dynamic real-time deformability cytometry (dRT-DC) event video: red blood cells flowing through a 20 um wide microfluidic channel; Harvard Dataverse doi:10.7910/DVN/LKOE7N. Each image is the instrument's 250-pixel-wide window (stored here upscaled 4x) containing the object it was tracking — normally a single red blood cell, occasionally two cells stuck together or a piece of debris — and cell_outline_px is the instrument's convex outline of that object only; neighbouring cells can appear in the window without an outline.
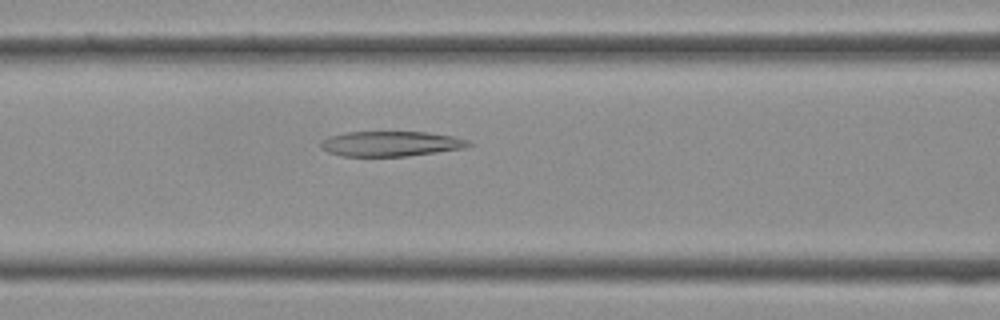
{"species": "Egyptian fruit bat (a non-hibernating species)", "species_latin": "Rousettus aegyptiacus", "temperature_condition": "cold", "stored_images_in_passage": 29, "camera_frame_rate_fps": 3000, "um_per_image_px": 0.085, "frame": {"image": 1, "passage_image": 6, "time_ms": 1.667, "image_size_px": [1000, 320], "cell_outline_px": [[476, 144], [464, 148], [408, 156], [340, 156], [328, 152], [320, 148], [320, 140], [328, 136], [344, 132], [428, 132], [452, 136], [468, 140]], "centroid_in_image_um": [33.19, 12.21], "position_along_channel_um": 133.4, "area_um2": 21.85}}
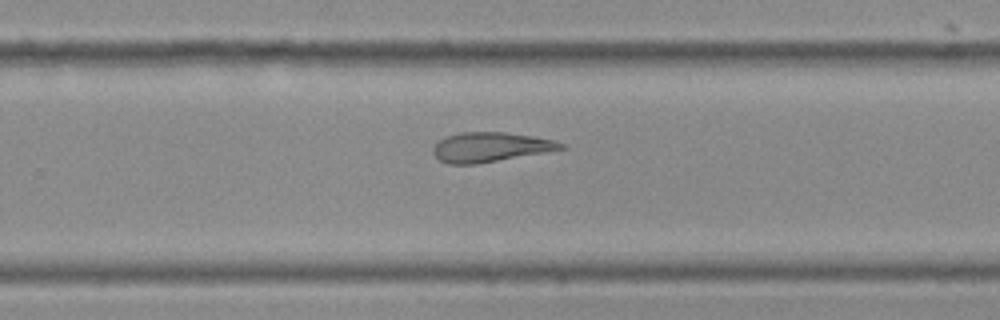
{"frame": {"image": 2, "passage_image": 15, "time_ms": 4.667, "image_size_px": [1000, 320], "cell_outline_px": [[568, 148], [476, 164], [448, 164], [440, 160], [432, 152], [432, 148], [444, 136], [460, 132], [504, 132], [532, 136], [556, 140], [564, 144]], "centroid_in_image_um": [41.68, 12.49], "position_along_channel_um": 288.1, "area_um2": 22.02}}
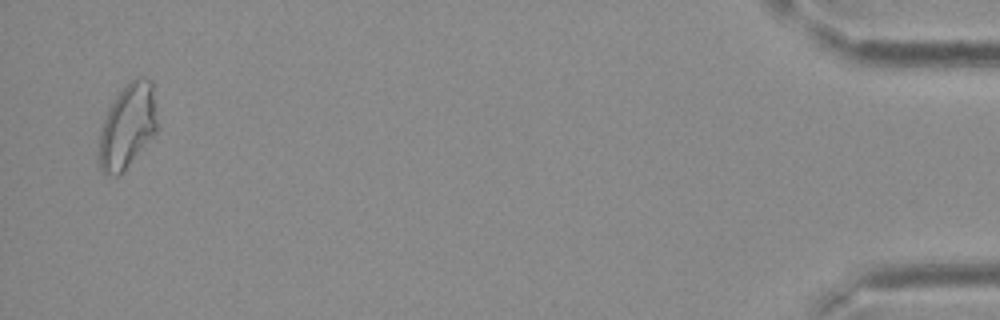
{"frame": {"image": 3, "passage_image": 28, "time_ms": 9.0, "image_size_px": [1000, 320], "cell_outline_px": [[156, 132], [128, 164], [116, 176], [104, 176], [100, 168], [96, 156], [100, 128], [116, 96], [136, 76], [148, 80], [152, 84], [156, 120]], "centroid_in_image_um": [10.77, 10.78], "position_along_channel_um": 424.4, "area_um2": 28.03}}